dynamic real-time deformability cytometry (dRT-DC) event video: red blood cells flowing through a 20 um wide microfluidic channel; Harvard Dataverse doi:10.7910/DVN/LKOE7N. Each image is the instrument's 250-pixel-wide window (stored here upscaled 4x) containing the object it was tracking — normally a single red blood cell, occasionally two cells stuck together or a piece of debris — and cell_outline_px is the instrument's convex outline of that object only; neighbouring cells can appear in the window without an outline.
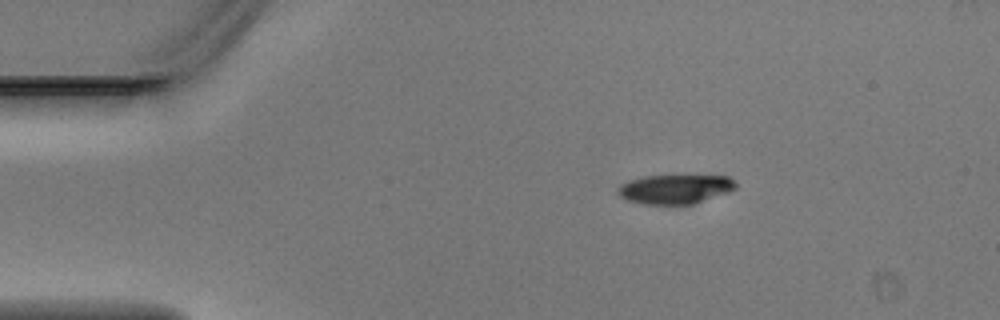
{"species": "Egyptian fruit bat (a non-hibernating species)", "species_latin": "Rousettus aegyptiacus", "temperature_condition": "warm", "stored_images_in_passage": 4, "camera_frame_rate_fps": 3000, "um_per_image_px": 0.085, "animal": {"sex": "male"}, "frame": {"image": 1, "passage_image": 3, "time_ms": 0.667, "image_size_px": [1000, 320], "cell_outline_px": [[736, 188], [728, 192], [692, 204], [640, 204], [628, 200], [620, 196], [616, 192], [616, 188], [620, 184], [628, 180], [644, 176], [728, 176], [736, 184]], "centroid_in_image_um": [57.32, 16.07], "position_along_channel_um": 27.7, "area_um2": 20.0}}